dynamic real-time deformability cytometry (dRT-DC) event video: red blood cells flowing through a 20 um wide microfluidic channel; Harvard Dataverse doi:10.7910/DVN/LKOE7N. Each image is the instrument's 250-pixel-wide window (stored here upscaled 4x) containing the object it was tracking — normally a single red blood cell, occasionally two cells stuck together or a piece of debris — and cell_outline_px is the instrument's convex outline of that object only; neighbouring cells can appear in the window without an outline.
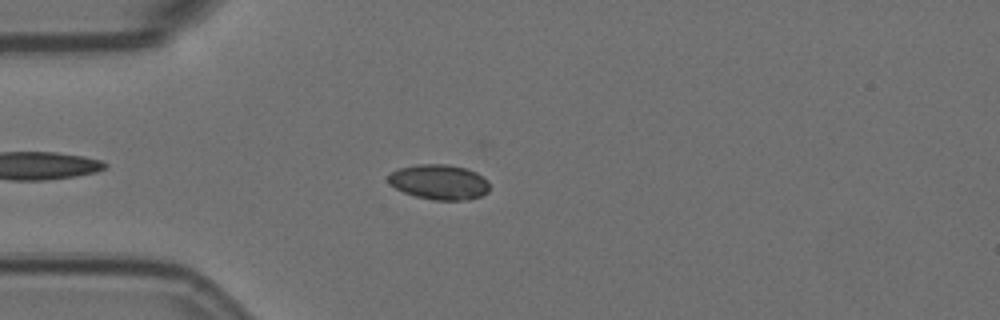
{"species": "Egyptian fruit bat (a non-hibernating species)", "species_latin": "Rousettus aegyptiacus", "temperature_condition": "room temperature", "stored_images_in_passage": 8, "camera_frame_rate_fps": 3000, "um_per_image_px": 0.085, "animal": {"sex": "female"}, "frame": {"image": 1, "passage_image": 3, "time_ms": 0.667, "image_size_px": [1000, 320], "cell_outline_px": [[488, 192], [480, 196], [468, 200], [432, 200], [416, 196], [404, 192], [396, 188], [388, 180], [388, 176], [392, 172], [400, 168], [416, 164], [448, 164], [468, 168], [476, 172], [488, 180]], "centroid_in_image_um": [37.36, 15.46], "position_along_channel_um": 47.6, "area_um2": 20.69}}
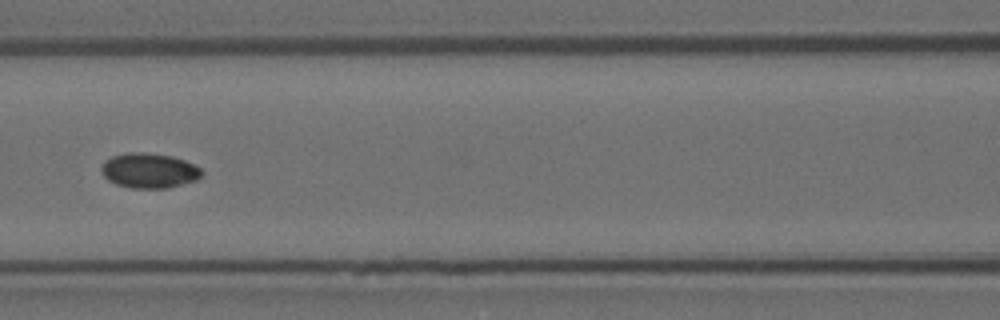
{"frame": {"image": 2, "passage_image": 6, "time_ms": 1.667, "image_size_px": [1000, 320], "cell_outline_px": [[204, 172], [196, 180], [168, 188], [132, 188], [116, 184], [108, 180], [104, 176], [100, 168], [104, 160], [112, 156], [128, 152], [144, 152], [172, 156], [184, 160], [200, 168]], "centroid_in_image_um": [12.65, 14.49], "position_along_channel_um": 153.9, "area_um2": 20.46}}
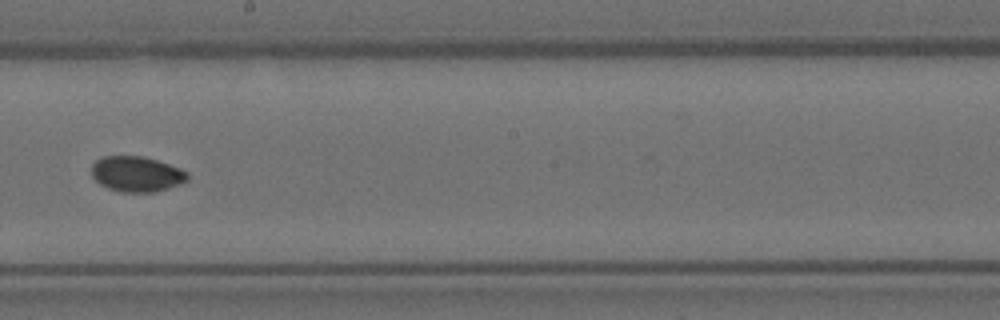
{"frame": {"image": 3, "passage_image": 8, "time_ms": 2.333, "image_size_px": [1000, 320], "cell_outline_px": [[188, 180], [180, 184], [156, 192], [120, 192], [108, 188], [100, 184], [92, 176], [92, 164], [100, 156], [144, 156], [180, 168], [188, 172]], "centroid_in_image_um": [11.61, 14.79], "position_along_channel_um": 236.6, "area_um2": 19.88}}